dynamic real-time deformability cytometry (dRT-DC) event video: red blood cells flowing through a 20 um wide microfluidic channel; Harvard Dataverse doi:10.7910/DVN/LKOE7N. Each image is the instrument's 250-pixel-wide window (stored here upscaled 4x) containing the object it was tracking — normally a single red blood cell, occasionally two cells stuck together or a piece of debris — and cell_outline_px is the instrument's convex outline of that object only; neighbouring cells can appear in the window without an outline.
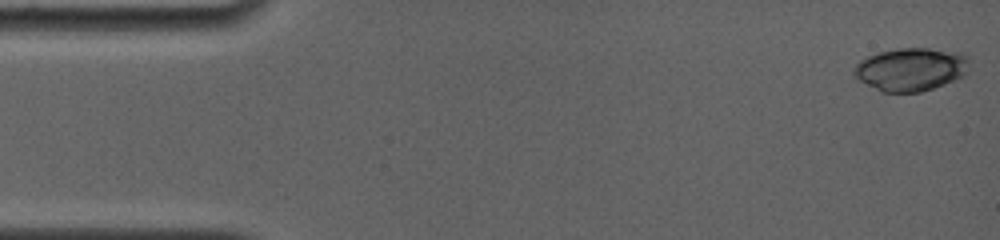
{"species": "common noctule bat (a hibernating species)", "species_latin": "Nyctalus noctula", "temperature_condition": "room temperature", "stored_images_in_passage": 14, "camera_frame_rate_fps": 4000, "um_per_image_px": 0.085, "animal": {"sex": "female", "body_mass_g": 19.0, "forearm_length_mm": 56.7}, "frame": {"image": 1, "passage_image": 1, "time_ms": 0.0, "image_size_px": [1000, 240], "cell_outline_px": [[968, 72], [964, 76], [944, 84], [920, 92], [880, 92], [860, 80], [852, 72], [852, 68], [860, 60], [876, 52], [896, 48], [928, 48], [964, 52], [968, 56]], "centroid_in_image_um": [77.43, 5.87], "position_along_channel_um": 7.6, "area_um2": 29.3}}
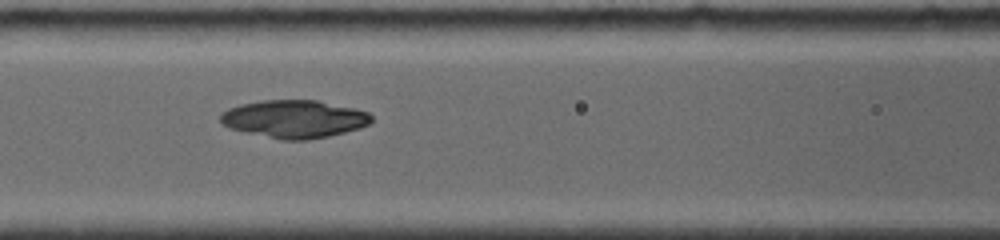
{"frame": {"image": 2, "passage_image": 10, "time_ms": 6.75, "image_size_px": [1000, 240], "cell_outline_px": [[372, 120], [368, 124], [360, 128], [328, 136], [308, 140], [280, 140], [228, 128], [220, 124], [220, 116], [228, 108], [240, 104], [260, 100], [316, 100], [352, 108], [368, 112], [372, 116]], "centroid_in_image_um": [24.97, 10.12], "position_along_channel_um": 141.6, "area_um2": 33.29}}
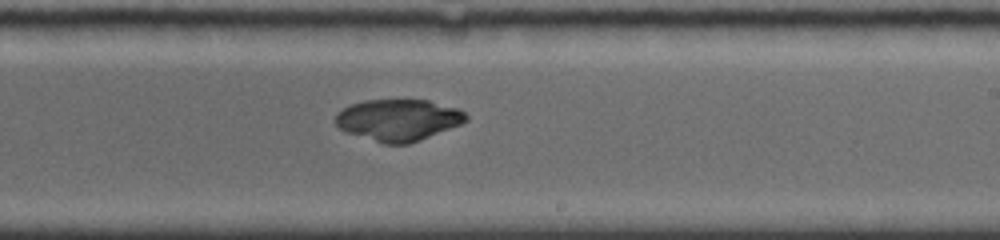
{"frame": {"image": 3, "passage_image": 14, "time_ms": 9.75, "image_size_px": [1000, 240], "cell_outline_px": [[468, 120], [460, 124], [420, 140], [408, 144], [384, 144], [344, 132], [332, 120], [336, 112], [352, 104], [364, 100], [428, 100], [460, 108], [468, 116]], "centroid_in_image_um": [33.82, 10.19], "position_along_channel_um": 255.2, "area_um2": 31.85}}